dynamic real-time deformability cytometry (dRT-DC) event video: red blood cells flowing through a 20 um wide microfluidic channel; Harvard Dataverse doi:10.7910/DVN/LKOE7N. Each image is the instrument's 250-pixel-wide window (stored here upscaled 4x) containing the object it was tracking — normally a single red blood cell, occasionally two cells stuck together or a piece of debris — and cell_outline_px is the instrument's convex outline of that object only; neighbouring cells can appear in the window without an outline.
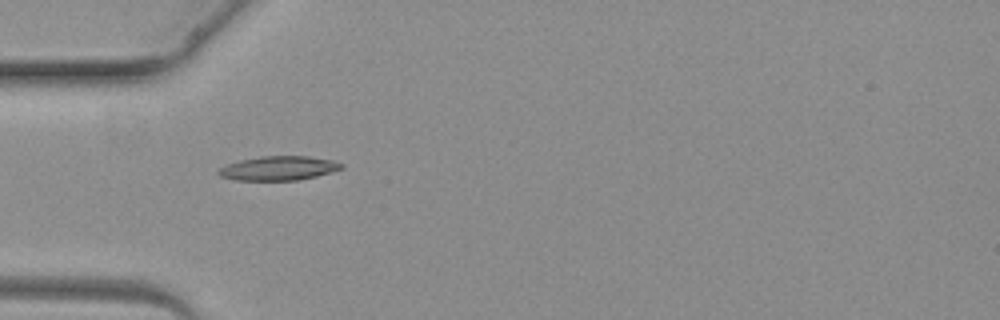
{"species": "common noctule bat (a hibernating species)", "species_latin": "Nyctalus noctula", "temperature_condition": "warm", "stored_images_in_passage": 4, "camera_frame_rate_fps": 3000, "um_per_image_px": 0.085, "animal": {"sex": "female", "body_mass_g": 19.3, "forearm_length_mm": 54.1}, "frame": {"image": 1, "passage_image": 4, "time_ms": 3.333, "image_size_px": [1000, 320], "cell_outline_px": [[344, 168], [316, 176], [296, 180], [236, 180], [220, 176], [216, 172], [220, 168], [228, 164], [240, 160], [260, 156], [308, 156], [332, 160], [344, 164]], "centroid_in_image_um": [23.68, 14.29], "position_along_channel_um": 61.3, "area_um2": 17.22}}